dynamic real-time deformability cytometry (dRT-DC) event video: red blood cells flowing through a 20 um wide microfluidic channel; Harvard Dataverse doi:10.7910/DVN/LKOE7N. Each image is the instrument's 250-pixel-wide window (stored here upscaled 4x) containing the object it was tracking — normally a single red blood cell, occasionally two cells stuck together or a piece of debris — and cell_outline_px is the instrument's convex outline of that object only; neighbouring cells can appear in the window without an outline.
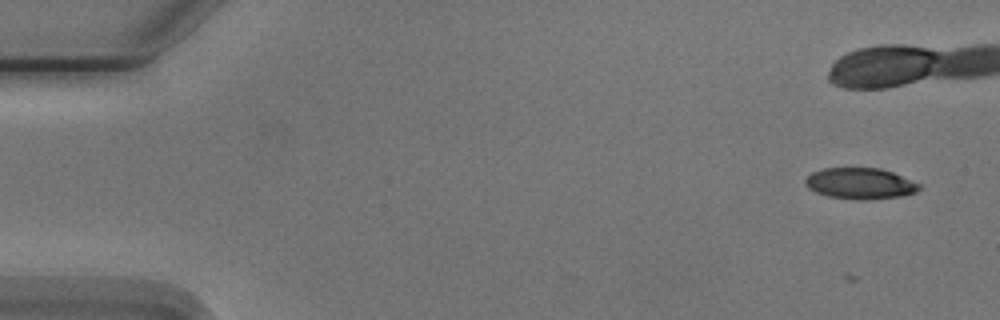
{"species": "Egyptian fruit bat (a non-hibernating species)", "species_latin": "Rousettus aegyptiacus", "temperature_condition": "cold", "stored_images_in_passage": 7, "camera_frame_rate_fps": 3000, "um_per_image_px": 0.085, "animal": {"sex": "male"}, "frame": {"image": 1, "passage_image": 1, "time_ms": 0.0, "image_size_px": [1000, 320], "cell_outline_px": [[920, 188], [916, 192], [900, 196], [864, 200], [856, 200], [828, 196], [816, 192], [808, 188], [804, 184], [804, 180], [812, 172], [824, 168], [880, 168], [892, 172], [920, 184]], "centroid_in_image_um": [73.08, 15.6], "position_along_channel_um": 11.9, "area_um2": 20.58}}
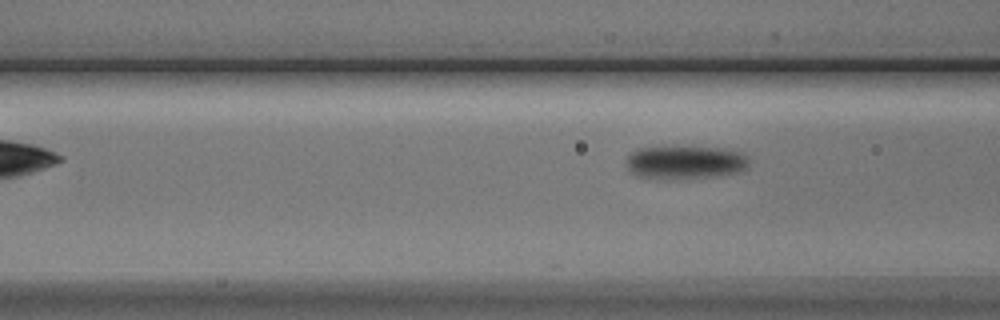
{"frame": {"image": 2, "passage_image": 7, "time_ms": 8.0, "image_size_px": [1000, 320], "cell_outline_px": [[748, 168], [736, 172], [716, 176], [636, 176], [624, 164], [628, 156], [632, 152], [640, 148], [724, 148], [744, 152], [748, 156]], "centroid_in_image_um": [58.31, 13.76], "position_along_channel_um": 108.3, "area_um2": 22.66}}